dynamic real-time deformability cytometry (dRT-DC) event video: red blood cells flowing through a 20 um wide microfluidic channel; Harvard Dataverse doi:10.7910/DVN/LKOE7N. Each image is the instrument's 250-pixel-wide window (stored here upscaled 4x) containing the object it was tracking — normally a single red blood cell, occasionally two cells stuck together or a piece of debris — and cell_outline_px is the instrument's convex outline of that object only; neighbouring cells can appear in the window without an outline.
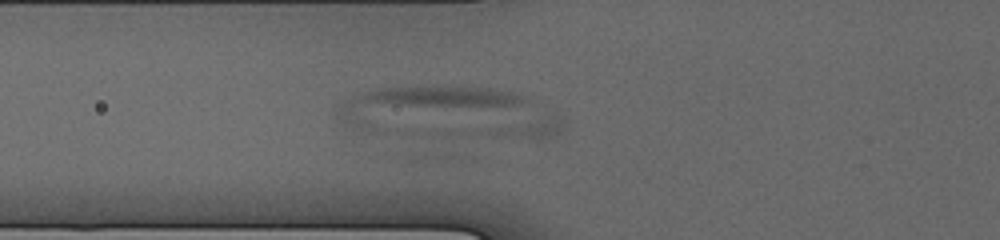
{"species": "human", "species_latin": "Homo sapiens", "temperature_condition": "cold", "stored_images_in_passage": 33, "camera_frame_rate_fps": 3000, "um_per_image_px": 0.085, "donor": {"sex": "male"}, "frame": {"image": 1, "passage_image": 12, "time_ms": 5.333, "image_size_px": [1000, 240], "cell_outline_px": [[560, 132], [540, 140], [452, 164], [424, 164], [412, 156], [428, 132], [444, 128], [544, 112], [548, 112], [556, 116], [560, 120]], "centroid_in_image_um": [41.2, 11.74], "position_along_channel_um": 84.6, "area_um2": 31.73}}